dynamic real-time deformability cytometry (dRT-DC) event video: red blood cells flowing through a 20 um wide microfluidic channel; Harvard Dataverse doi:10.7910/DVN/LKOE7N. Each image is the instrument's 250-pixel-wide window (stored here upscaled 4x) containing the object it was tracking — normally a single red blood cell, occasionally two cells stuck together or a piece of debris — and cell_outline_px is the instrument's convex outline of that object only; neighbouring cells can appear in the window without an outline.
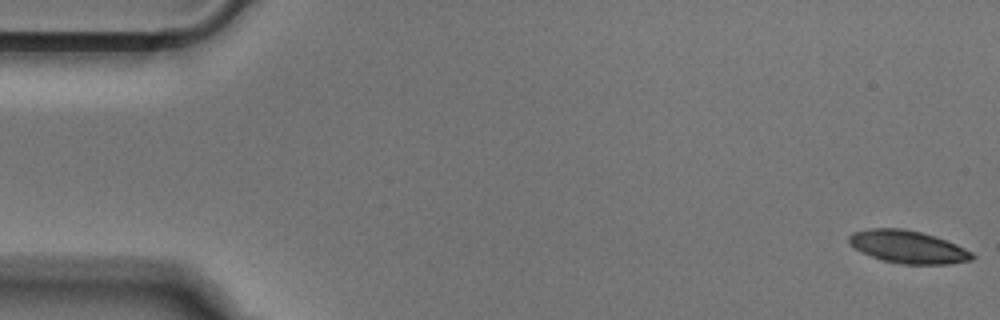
{"species": "Egyptian fruit bat (a non-hibernating species)", "species_latin": "Rousettus aegyptiacus", "temperature_condition": "cold", "stored_images_in_passage": 51, "camera_frame_rate_fps": 3000, "um_per_image_px": 0.085, "animal": {"sex": "male"}, "frame": {"image": 1, "passage_image": 1, "time_ms": 0.0, "image_size_px": [1000, 320], "cell_outline_px": [[976, 256], [972, 260], [948, 264], [904, 264], [884, 260], [860, 252], [848, 244], [848, 236], [852, 232], [868, 228], [900, 228], [920, 232], [936, 236], [956, 244], [972, 252]], "centroid_in_image_um": [77.16, 20.98], "position_along_channel_um": 7.8, "area_um2": 23.52}}
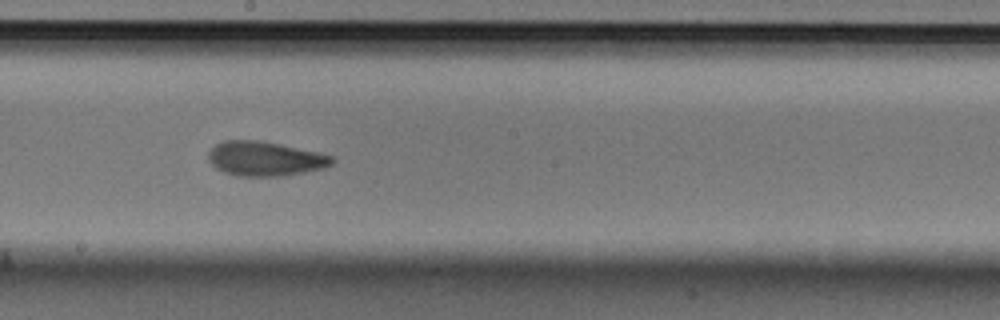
{"frame": {"image": 2, "passage_image": 28, "time_ms": 9.0, "image_size_px": [1000, 320], "cell_outline_px": [[336, 160], [332, 164], [324, 168], [284, 176], [236, 176], [224, 172], [216, 168], [208, 160], [208, 152], [216, 144], [224, 140], [260, 140], [320, 152], [336, 156]], "centroid_in_image_um": [22.56, 13.49], "position_along_channel_um": 225.6, "area_um2": 25.14}}
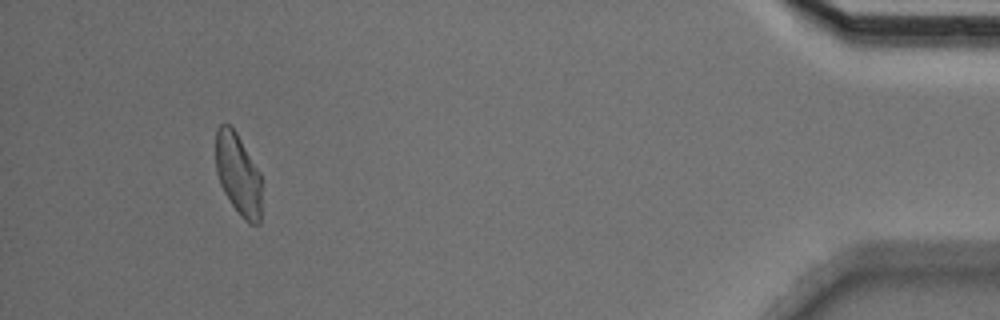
{"frame": {"image": 3, "passage_image": 48, "time_ms": 15.667, "image_size_px": [1000, 320], "cell_outline_px": [[260, 224], [248, 224], [240, 216], [224, 192], [220, 184], [216, 172], [216, 128], [220, 124], [228, 124], [236, 132], [260, 172]], "centroid_in_image_um": [20.23, 14.82], "position_along_channel_um": 415.0, "area_um2": 21.73}}